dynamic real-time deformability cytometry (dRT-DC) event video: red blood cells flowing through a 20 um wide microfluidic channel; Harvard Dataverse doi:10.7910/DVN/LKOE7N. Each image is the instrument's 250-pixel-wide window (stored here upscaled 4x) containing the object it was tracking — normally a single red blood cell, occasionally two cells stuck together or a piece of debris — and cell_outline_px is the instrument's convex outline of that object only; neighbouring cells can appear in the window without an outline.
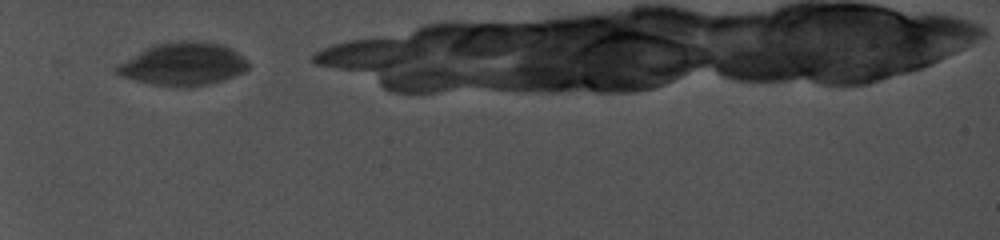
{"species": "common noctule bat (a hibernating species)", "species_latin": "Nyctalus noctula", "temperature_condition": "cold", "stored_images_in_passage": 12, "camera_frame_rate_fps": 5000, "um_per_image_px": 0.085, "animal": {"sex": "female", "body_mass_g": 19.0, "forearm_length_mm": 56.7}, "frame": {"image": 1, "passage_image": 1, "time_ms": 0.0, "image_size_px": [1000, 240], "cell_outline_px": [[248, 68], [244, 72], [224, 80], [208, 84], [188, 88], [184, 88], [152, 84], [120, 76], [112, 68], [116, 64], [144, 48], [168, 40], [196, 40], [220, 44], [232, 48], [244, 56], [248, 64]], "centroid_in_image_um": [15.54, 5.43], "position_along_channel_um": 69.5, "area_um2": 33.52}}
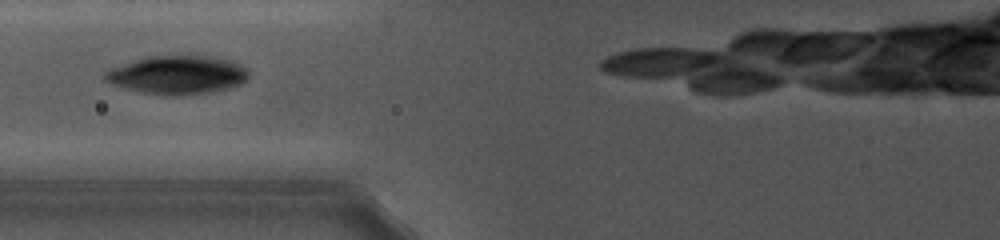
{"frame": {"image": 2, "passage_image": 3, "time_ms": 1.6, "image_size_px": [1000, 240], "cell_outline_px": [[248, 80], [240, 84], [228, 88], [212, 92], [176, 96], [168, 96], [140, 92], [124, 88], [112, 84], [104, 80], [104, 72], [108, 68], [132, 60], [148, 56], [212, 56], [228, 60], [240, 64], [248, 68]], "centroid_in_image_um": [15.05, 6.37], "position_along_channel_um": 110.7, "area_um2": 32.6}}